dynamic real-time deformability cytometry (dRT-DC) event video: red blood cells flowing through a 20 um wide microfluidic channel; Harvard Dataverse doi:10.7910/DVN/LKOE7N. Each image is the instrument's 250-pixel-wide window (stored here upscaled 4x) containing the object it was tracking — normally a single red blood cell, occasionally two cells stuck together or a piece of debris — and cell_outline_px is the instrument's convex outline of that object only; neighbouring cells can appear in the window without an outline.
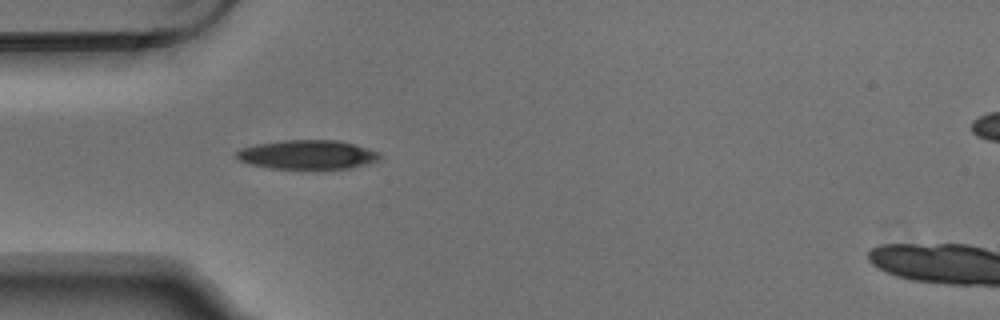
{"species": "Egyptian fruit bat (a non-hibernating species)", "species_latin": "Rousettus aegyptiacus", "temperature_condition": "warm", "stored_images_in_passage": 5, "camera_frame_rate_fps": 3000, "um_per_image_px": 0.085, "animal": {"sex": "male"}, "frame": {"image": 1, "passage_image": 4, "time_ms": 1.0, "image_size_px": [1000, 320], "cell_outline_px": [[380, 156], [376, 160], [364, 164], [348, 168], [320, 172], [316, 172], [272, 168], [252, 164], [240, 160], [236, 156], [236, 152], [240, 148], [256, 144], [284, 140], [340, 140], [356, 144], [380, 152]], "centroid_in_image_um": [26.15, 13.18], "position_along_channel_um": 58.8, "area_um2": 25.14}}